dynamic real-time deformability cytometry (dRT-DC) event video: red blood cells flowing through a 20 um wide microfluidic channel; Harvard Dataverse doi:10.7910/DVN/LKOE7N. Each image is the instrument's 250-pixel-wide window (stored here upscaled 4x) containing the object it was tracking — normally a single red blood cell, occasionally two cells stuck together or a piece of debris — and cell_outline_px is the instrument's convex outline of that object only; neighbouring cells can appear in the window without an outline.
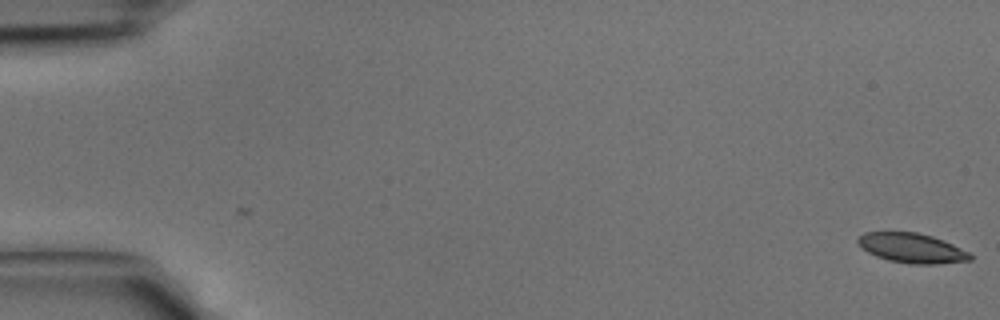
{"species": "common noctule bat (a hibernating species)", "species_latin": "Nyctalus noctula", "temperature_condition": "cold", "stored_images_in_passage": 43, "camera_frame_rate_fps": 3000, "um_per_image_px": 0.085, "animal": {"sex": "male", "body_mass_g": 15.6}, "frame": {"image": 1, "passage_image": 1, "time_ms": 0.0, "image_size_px": [1000, 320], "cell_outline_px": [[972, 260], [936, 264], [908, 264], [888, 260], [876, 256], [860, 248], [856, 244], [856, 240], [864, 232], [916, 232], [932, 236], [944, 240], [968, 252], [972, 256]], "centroid_in_image_um": [77.46, 21.09], "position_along_channel_um": 7.5, "area_um2": 19.54}}
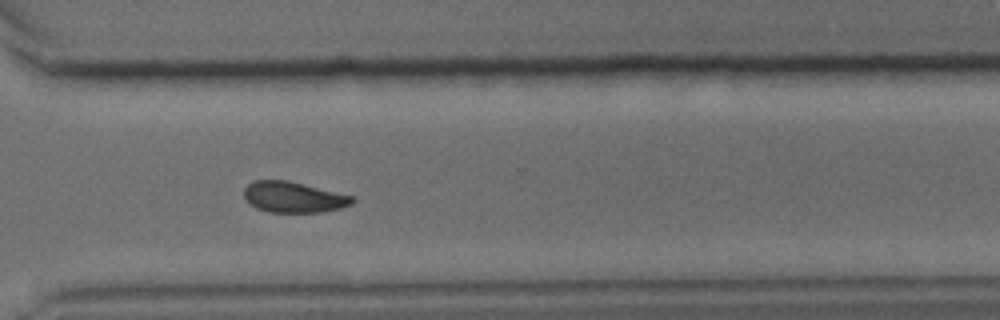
{"frame": {"image": 2, "passage_image": 32, "time_ms": 10.333, "image_size_px": [1000, 320], "cell_outline_px": [[356, 200], [352, 204], [340, 208], [320, 212], [268, 212], [256, 208], [244, 196], [244, 188], [252, 180], [288, 180], [352, 196]], "centroid_in_image_um": [24.94, 16.75], "position_along_channel_um": 345.7, "area_um2": 19.31}}
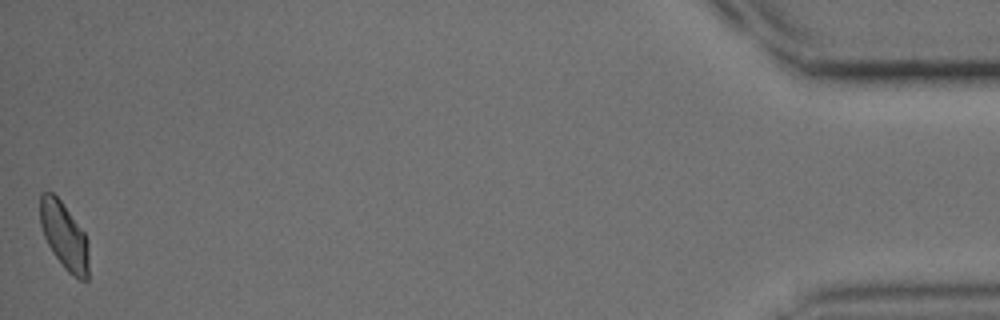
{"frame": {"image": 3, "passage_image": 43, "time_ms": 14.0, "image_size_px": [1000, 320], "cell_outline_px": [[88, 280], [80, 280], [72, 276], [64, 268], [52, 252], [44, 236], [40, 224], [40, 192], [52, 192], [60, 200], [84, 232], [88, 240]], "centroid_in_image_um": [5.46, 20.07], "position_along_channel_um": 429.7, "area_um2": 19.02}}